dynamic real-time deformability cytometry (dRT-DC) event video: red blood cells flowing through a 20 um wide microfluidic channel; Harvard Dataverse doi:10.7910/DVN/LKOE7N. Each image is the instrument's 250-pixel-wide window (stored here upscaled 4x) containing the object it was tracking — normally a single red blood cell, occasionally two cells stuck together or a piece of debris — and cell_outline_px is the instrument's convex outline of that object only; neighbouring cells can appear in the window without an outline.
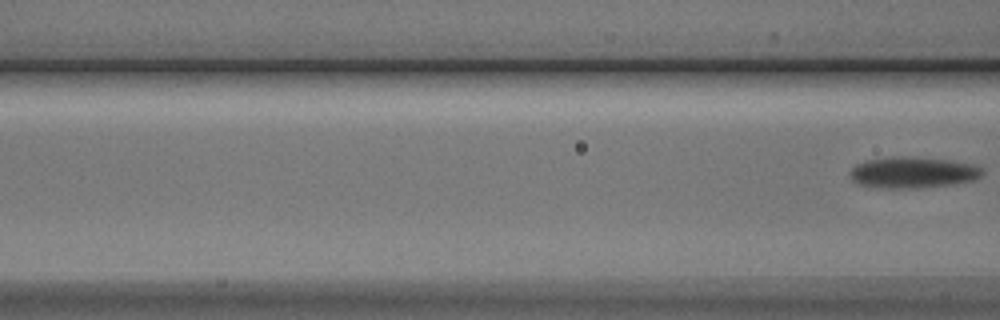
{"species": "Egyptian fruit bat (a non-hibernating species)", "species_latin": "Rousettus aegyptiacus", "temperature_condition": "cold", "stored_images_in_passage": 6, "segment_of_instrument_passage": [2, 2], "camera_frame_rate_fps": 3000, "um_per_image_px": 0.085, "animal": {"sex": "male"}, "frame": {"image": 1, "passage_image": 6, "time_ms": 6.667, "image_size_px": [1000, 320], "cell_outline_px": [[984, 172], [980, 176], [972, 180], [956, 184], [920, 188], [876, 188], [856, 184], [852, 180], [848, 172], [856, 164], [868, 160], [892, 156], [900, 156], [948, 160], [972, 164], [984, 168]], "centroid_in_image_um": [77.56, 14.67], "position_along_channel_um": 89.0, "area_um2": 24.28}}